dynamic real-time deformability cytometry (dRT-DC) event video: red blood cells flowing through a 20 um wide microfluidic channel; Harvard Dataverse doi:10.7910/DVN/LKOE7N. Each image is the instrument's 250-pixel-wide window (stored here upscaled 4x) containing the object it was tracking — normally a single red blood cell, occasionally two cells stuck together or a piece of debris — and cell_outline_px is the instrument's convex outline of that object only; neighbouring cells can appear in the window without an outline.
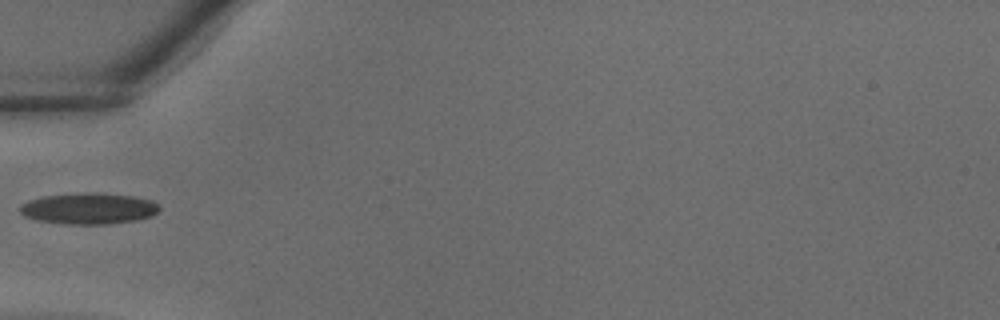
{"species": "common noctule bat (a hibernating species)", "species_latin": "Nyctalus noctula", "temperature_condition": "warm", "stored_images_in_passage": 25, "camera_frame_rate_fps": 3000, "um_per_image_px": 0.085, "animal": {"sex": "male", "body_mass_g": 18.8}, "frame": {"image": 1, "passage_image": 1, "time_ms": 0.0, "image_size_px": [1000, 320], "cell_outline_px": [[160, 208], [152, 216], [136, 220], [108, 224], [68, 224], [36, 220], [24, 216], [20, 212], [20, 204], [28, 200], [44, 196], [80, 192], [96, 192], [132, 196], [152, 200], [160, 204]], "centroid_in_image_um": [7.54, 17.71], "position_along_channel_um": 77.5, "area_um2": 25.55}}
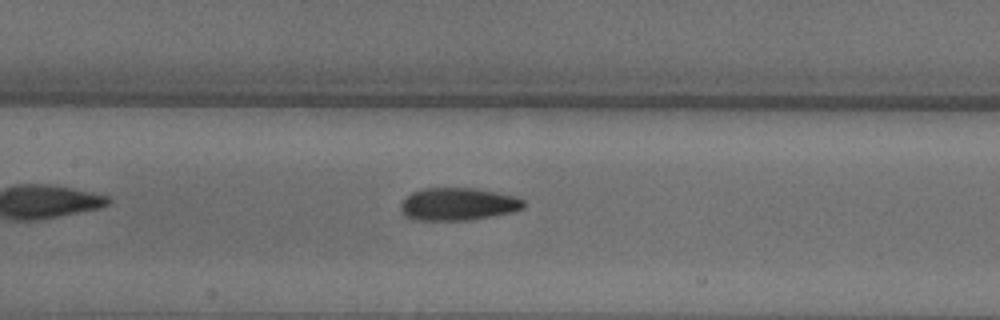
{"frame": {"image": 2, "passage_image": 6, "time_ms": 1.667, "image_size_px": [1000, 320], "cell_outline_px": [[528, 204], [524, 208], [512, 212], [468, 220], [412, 220], [404, 216], [400, 208], [400, 204], [412, 192], [424, 188], [472, 188], [516, 196], [524, 200]], "centroid_in_image_um": [38.93, 17.35], "position_along_channel_um": 168.5, "area_um2": 23.41}}
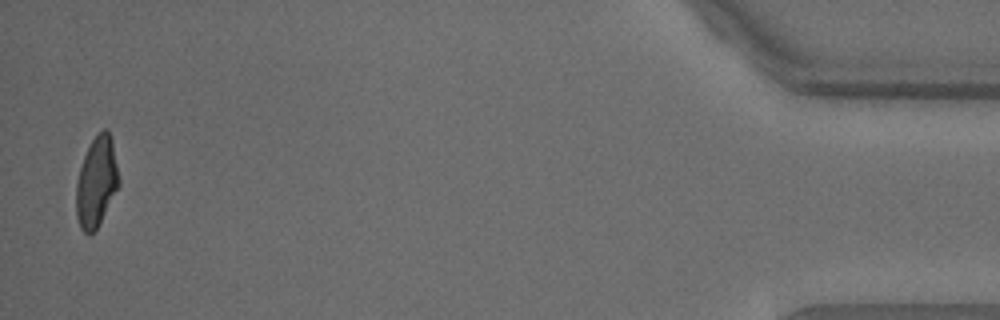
{"frame": {"image": 3, "passage_image": 25, "time_ms": 8.0, "image_size_px": [1000, 320], "cell_outline_px": [[120, 184], [96, 228], [88, 236], [80, 228], [76, 216], [76, 180], [84, 156], [92, 140], [104, 128], [108, 128], [112, 140], [120, 180]], "centroid_in_image_um": [8.19, 15.46], "position_along_channel_um": 427.0, "area_um2": 22.25}}